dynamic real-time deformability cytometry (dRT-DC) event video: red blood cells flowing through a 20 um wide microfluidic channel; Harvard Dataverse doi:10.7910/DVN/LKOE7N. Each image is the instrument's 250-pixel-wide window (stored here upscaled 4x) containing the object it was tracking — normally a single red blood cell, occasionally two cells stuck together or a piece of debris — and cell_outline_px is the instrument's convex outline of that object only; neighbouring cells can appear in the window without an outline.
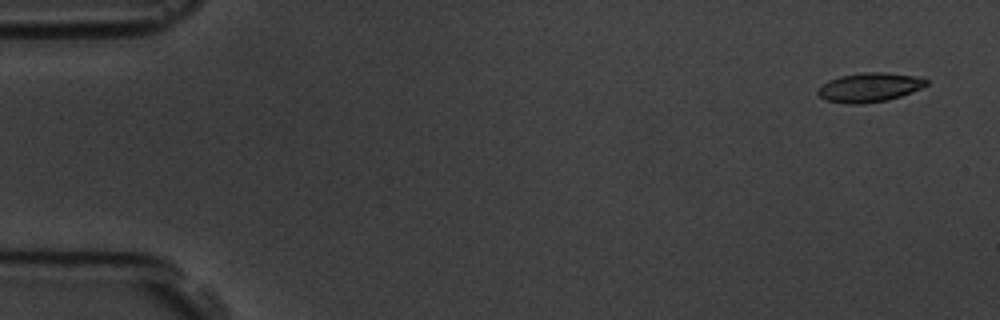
{"species": "common noctule bat (a hibernating species)", "species_latin": "Nyctalus noctula", "temperature_condition": "room temperature", "stored_images_in_passage": 5, "camera_frame_rate_fps": 3000, "um_per_image_px": 0.085, "animal": {"sex": "male", "body_mass_g": 19.5, "forearm_length_mm": 54.6}, "frame": {"image": 1, "passage_image": 1, "time_ms": 0.0, "image_size_px": [1000, 320], "cell_outline_px": [[928, 84], [920, 88], [900, 96], [888, 100], [860, 104], [848, 104], [828, 100], [820, 96], [816, 92], [820, 84], [840, 76], [864, 72], [884, 72], [912, 76], [928, 80]], "centroid_in_image_um": [73.86, 7.43], "position_along_channel_um": 11.1, "area_um2": 18.21}}